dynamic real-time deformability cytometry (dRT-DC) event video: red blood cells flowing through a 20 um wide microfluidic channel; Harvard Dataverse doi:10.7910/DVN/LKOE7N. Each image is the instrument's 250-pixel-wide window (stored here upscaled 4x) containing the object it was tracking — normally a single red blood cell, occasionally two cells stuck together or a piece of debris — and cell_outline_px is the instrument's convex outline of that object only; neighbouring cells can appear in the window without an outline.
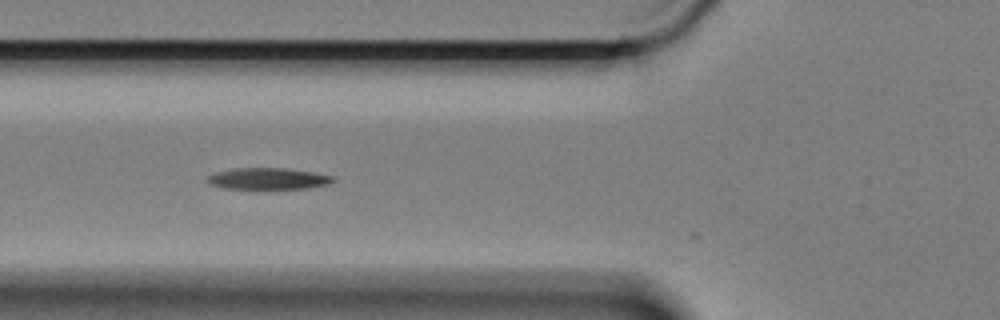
{"species": "Egyptian fruit bat (a non-hibernating species)", "species_latin": "Rousettus aegyptiacus", "temperature_condition": "cold", "stored_images_in_passage": 40, "camera_frame_rate_fps": 3000, "um_per_image_px": 0.085, "animal": {"sex": "female"}, "frame": {"image": 1, "passage_image": 2, "time_ms": 0.333, "image_size_px": [1000, 320], "cell_outline_px": [[336, 180], [332, 184], [308, 188], [224, 188], [208, 184], [204, 180], [208, 176], [216, 172], [236, 168], [284, 168], [312, 172], [336, 176]], "centroid_in_image_um": [22.82, 15.18], "position_along_channel_um": 103.0, "area_um2": 15.78}}
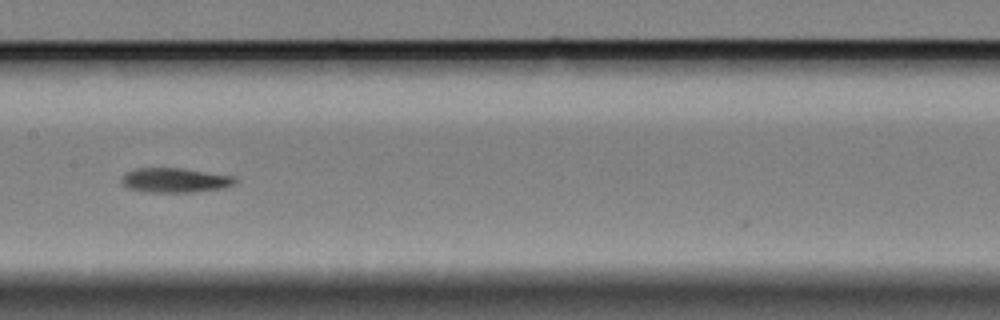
{"frame": {"image": 2, "passage_image": 10, "time_ms": 3.0, "image_size_px": [1000, 320], "cell_outline_px": [[240, 180], [236, 184], [224, 188], [192, 192], [148, 192], [128, 188], [120, 180], [128, 172], [136, 168], [184, 168], [236, 176]], "centroid_in_image_um": [14.98, 15.31], "position_along_channel_um": 192.4, "area_um2": 16.42}}
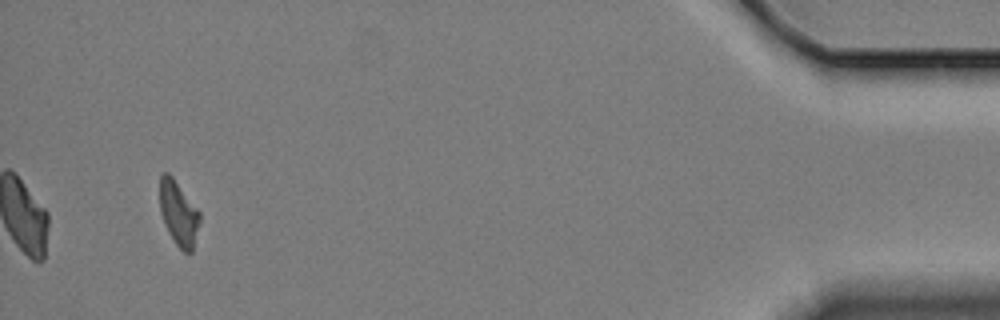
{"frame": {"image": 3, "passage_image": 37, "time_ms": 12.0, "image_size_px": [1000, 320], "cell_outline_px": [[200, 224], [192, 252], [184, 252], [176, 244], [168, 232], [164, 224], [160, 212], [160, 176], [164, 172], [168, 172], [172, 176], [200, 212]], "centroid_in_image_um": [15.18, 18.14], "position_along_channel_um": 420.0, "area_um2": 15.03}, "authors_computed_cell_mechanics": {"area_um2": 15.9239, "velocity_mm_per_s": 3.3411, "shape_relaxation_time_tau1_ms": 4.605, "shape_relaxation_time_tau2_ms": null, "deformation_change_tau1": 0.1458, "deformation_change_tau2": null}}